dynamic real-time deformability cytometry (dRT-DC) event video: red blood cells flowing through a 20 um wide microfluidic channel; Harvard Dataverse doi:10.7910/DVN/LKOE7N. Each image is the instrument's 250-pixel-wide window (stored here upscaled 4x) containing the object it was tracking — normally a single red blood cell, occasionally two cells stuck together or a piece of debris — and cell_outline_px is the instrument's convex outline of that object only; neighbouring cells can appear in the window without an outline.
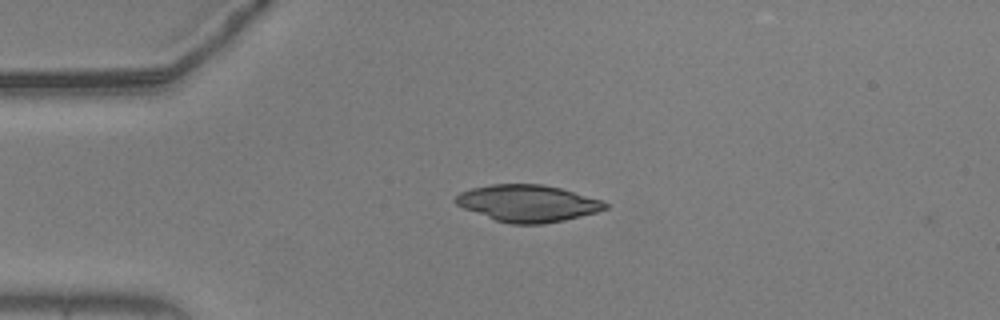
{"species": "common noctule bat (a hibernating species)", "species_latin": "Nyctalus noctula", "temperature_condition": "warm", "stored_images_in_passage": 4, "camera_frame_rate_fps": 3000, "um_per_image_px": 0.085, "animal": {"sex": "male", "body_mass_g": 20.5, "forearm_length_mm": 52.5}, "frame": {"image": 1, "passage_image": 1, "time_ms": 0.0, "image_size_px": [1000, 320], "cell_outline_px": [[608, 208], [596, 212], [564, 220], [544, 224], [512, 224], [496, 220], [464, 208], [456, 204], [452, 200], [460, 192], [472, 188], [492, 184], [544, 184], [560, 188], [604, 200], [608, 204]], "centroid_in_image_um": [44.87, 17.27], "position_along_channel_um": 40.1, "area_um2": 32.08}}